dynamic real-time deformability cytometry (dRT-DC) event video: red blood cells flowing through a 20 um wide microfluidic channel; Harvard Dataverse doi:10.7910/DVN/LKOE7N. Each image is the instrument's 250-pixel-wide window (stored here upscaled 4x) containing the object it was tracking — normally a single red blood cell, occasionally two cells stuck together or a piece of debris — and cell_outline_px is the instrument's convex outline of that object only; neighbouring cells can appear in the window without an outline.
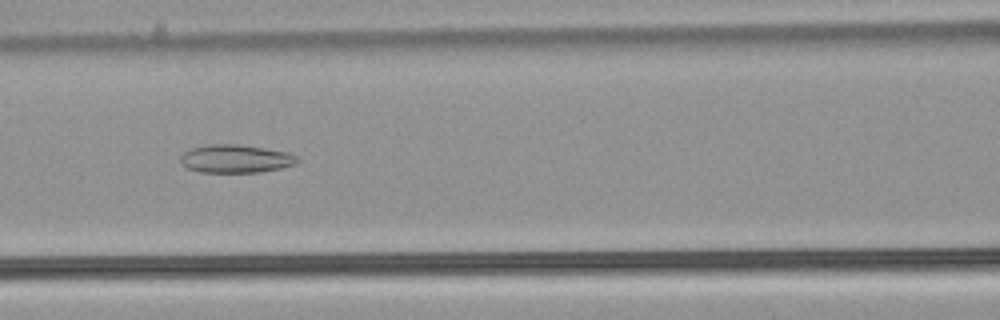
{"species": "common noctule bat (a hibernating species)", "species_latin": "Nyctalus noctula", "temperature_condition": "warm", "stored_images_in_passage": 40, "camera_frame_rate_fps": 3000, "um_per_image_px": 0.085, "animal": {"sex": "male", "body_mass_g": 21.5, "forearm_length_mm": 52.0}, "frame": {"image": 1, "passage_image": 12, "time_ms": 3.667, "image_size_px": [1000, 320], "cell_outline_px": [[300, 160], [296, 164], [280, 168], [260, 172], [200, 172], [188, 168], [180, 160], [180, 156], [184, 152], [192, 148], [208, 144], [240, 144], [288, 152], [296, 156]], "centroid_in_image_um": [20.05, 13.49], "position_along_channel_um": 146.6, "area_um2": 19.13}}
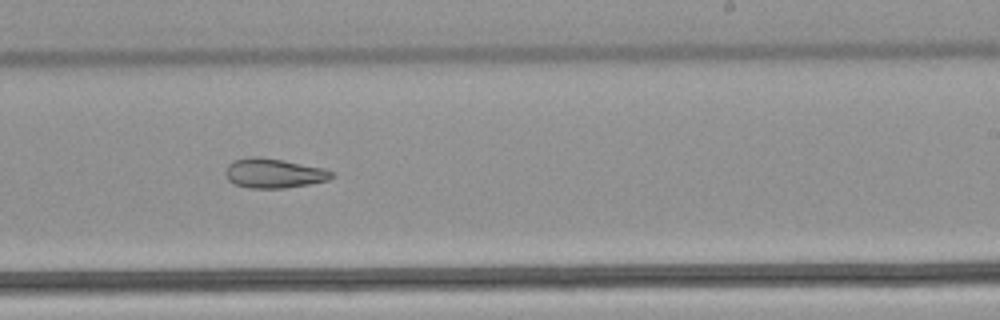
{"frame": {"image": 2, "passage_image": 21, "time_ms": 6.667, "image_size_px": [1000, 320], "cell_outline_px": [[336, 176], [328, 180], [308, 184], [284, 188], [248, 188], [236, 184], [228, 180], [224, 172], [228, 164], [232, 160], [248, 156], [260, 156], [284, 160], [324, 168], [332, 172]], "centroid_in_image_um": [23.25, 14.71], "position_along_channel_um": 265.8, "area_um2": 18.5}}
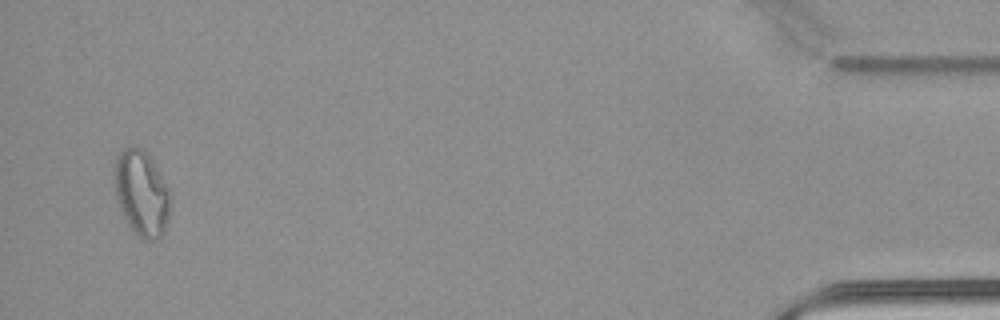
{"frame": {"image": 3, "passage_image": 39, "time_ms": 12.667, "image_size_px": [1000, 320], "cell_outline_px": [[172, 192], [168, 220], [164, 232], [160, 236], [152, 240], [144, 240], [128, 224], [124, 216], [116, 192], [116, 156], [124, 148], [144, 148], [152, 160]], "centroid_in_image_um": [12.1, 16.42], "position_along_channel_um": 423.1, "area_um2": 27.34}, "authors_computed_cell_mechanics": {"area_um2": 21.0103, "velocity_mm_per_s": 3.9886, "shape_relaxation_time_tau1_ms": null, "shape_relaxation_time_tau2_ms": 4.7561, "deformation_change_tau1": null, "deformation_change_tau2": 0.134}}